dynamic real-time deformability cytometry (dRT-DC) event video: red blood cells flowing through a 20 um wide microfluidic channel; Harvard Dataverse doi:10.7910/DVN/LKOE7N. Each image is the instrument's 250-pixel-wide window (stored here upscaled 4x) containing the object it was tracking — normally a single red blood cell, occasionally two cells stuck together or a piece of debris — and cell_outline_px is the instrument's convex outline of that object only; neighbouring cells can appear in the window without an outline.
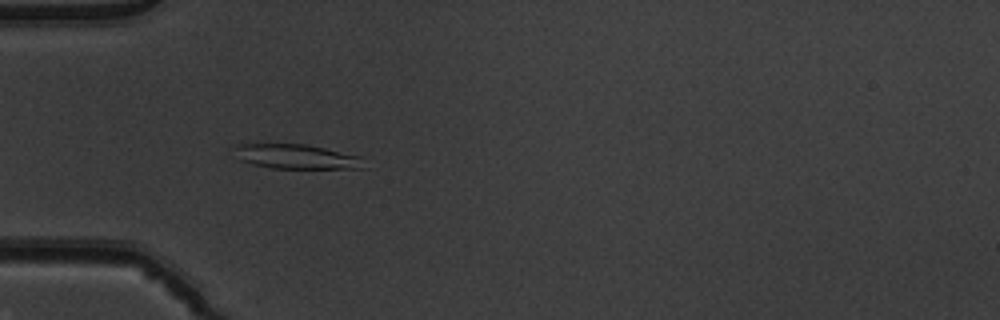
{"species": "common noctule bat (a hibernating species)", "species_latin": "Nyctalus noctula", "temperature_condition": "warm", "stored_images_in_passage": 51, "camera_frame_rate_fps": 3000, "um_per_image_px": 0.085, "animal": {"sex": "male", "body_mass_g": 19.5, "forearm_length_mm": 54.6}, "frame": {"image": 1, "passage_image": 16, "time_ms": 5.0, "image_size_px": [1000, 320], "cell_outline_px": [[364, 168], [272, 168], [252, 164], [240, 160], [228, 148], [232, 144], [304, 144], [324, 148], [360, 156]], "centroid_in_image_um": [25.04, 13.3], "position_along_channel_um": 60.0, "area_um2": 18.61}}
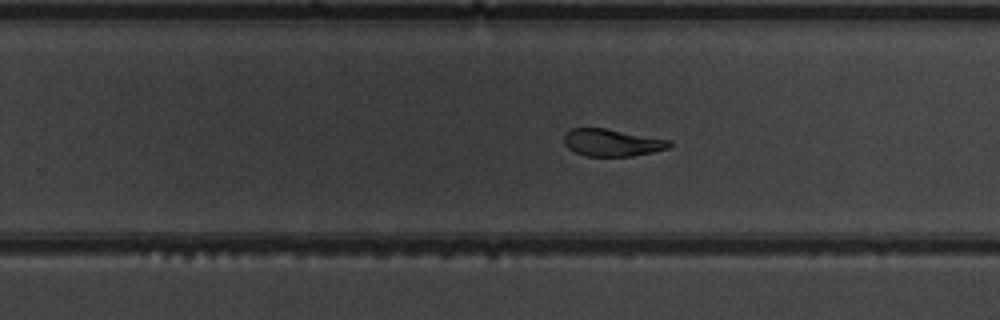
{"frame": {"image": 2, "passage_image": 33, "time_ms": 10.667, "image_size_px": [1000, 320], "cell_outline_px": [[672, 144], [668, 148], [652, 152], [632, 156], [588, 156], [576, 152], [568, 148], [564, 144], [564, 132], [572, 128], [604, 128], [672, 140]], "centroid_in_image_um": [52.01, 12.11], "position_along_channel_um": 277.8, "area_um2": 16.7}}
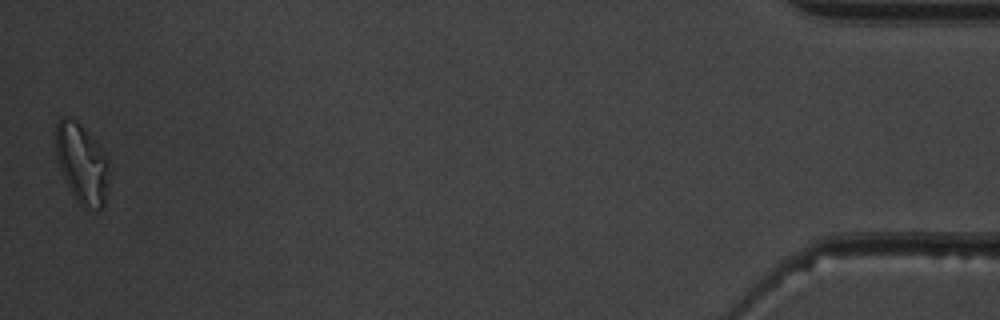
{"frame": {"image": 3, "passage_image": 51, "time_ms": 16.667, "image_size_px": [1000, 320], "cell_outline_px": [[108, 192], [104, 204], [100, 208], [88, 208], [80, 204], [76, 200], [60, 168], [56, 156], [56, 124], [60, 116], [64, 116], [76, 120], [100, 144], [108, 156]], "centroid_in_image_um": [6.98, 13.85], "position_along_channel_um": 428.2, "area_um2": 24.8}, "authors_computed_cell_mechanics": {"area_um2": 18.9006, "velocity_mm_per_s": 3.9384, "shape_relaxation_time_tau1_ms": 5.67, "shape_relaxation_time_tau2_ms": 2.7752, "deformation_change_tau1": 0.2016, "deformation_change_tau2": 0.1034}}